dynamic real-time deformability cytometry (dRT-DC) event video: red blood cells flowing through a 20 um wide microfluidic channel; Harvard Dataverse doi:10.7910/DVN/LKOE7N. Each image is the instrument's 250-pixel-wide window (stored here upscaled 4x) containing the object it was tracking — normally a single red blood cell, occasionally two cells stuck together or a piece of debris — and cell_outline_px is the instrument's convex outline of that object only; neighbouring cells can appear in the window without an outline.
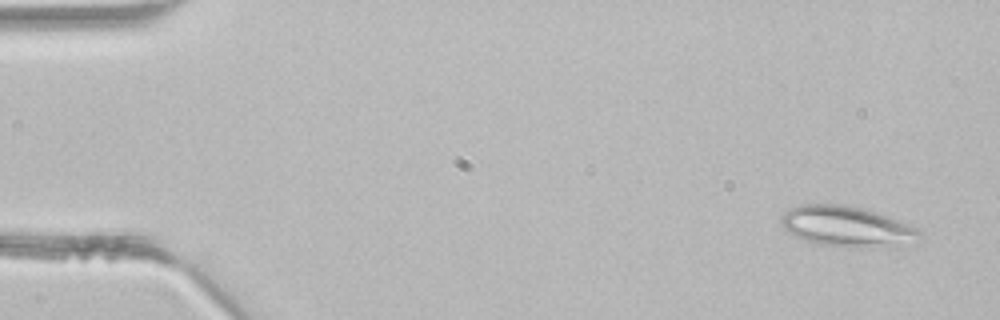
{"species": "common noctule bat (a hibernating species)", "species_latin": "Nyctalus noctula", "temperature_condition": "room temperature", "stored_images_in_passage": 4, "camera_frame_rate_fps": 3000, "um_per_image_px": 0.085, "animal": {"sex": "male", "body_mass_g": 21.5, "forearm_length_mm": 52.0}, "frame": {"image": 1, "passage_image": 1, "time_ms": 0.0, "image_size_px": [1000, 320], "cell_outline_px": [[920, 236], [908, 248], [852, 248], [816, 244], [804, 240], [788, 232], [780, 224], [780, 216], [784, 212], [800, 204], [844, 204], [876, 212], [888, 216], [908, 224], [916, 228], [920, 232]], "centroid_in_image_um": [72.03, 19.3], "position_along_channel_um": 13.0, "area_um2": 33.52}}